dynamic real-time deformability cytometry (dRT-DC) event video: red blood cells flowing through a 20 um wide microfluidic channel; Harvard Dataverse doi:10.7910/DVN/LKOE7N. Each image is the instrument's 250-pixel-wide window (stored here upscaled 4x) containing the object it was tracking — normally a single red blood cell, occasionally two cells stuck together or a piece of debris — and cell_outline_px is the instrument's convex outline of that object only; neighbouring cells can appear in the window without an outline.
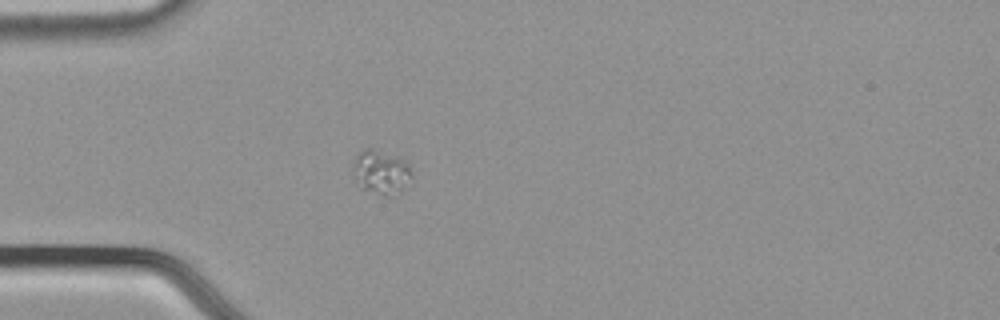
{"species": "common noctule bat (a hibernating species)", "species_latin": "Nyctalus noctula", "temperature_condition": "cold", "stored_images_in_passage": 29, "camera_frame_rate_fps": 3000, "um_per_image_px": 0.085, "animal": {"sex": "male", "body_mass_g": 21.5, "forearm_length_mm": 52.0}, "frame": {"image": 1, "passage_image": 1, "time_ms": 0.0, "image_size_px": [1000, 320], "cell_outline_px": [[412, 176], [392, 196], [384, 196], [360, 188], [352, 176], [352, 164], [356, 156], [360, 152], [368, 148], [372, 148], [400, 156], [408, 164], [412, 172]], "centroid_in_image_um": [32.33, 14.6], "position_along_channel_um": 52.7, "area_um2": 15.14}}
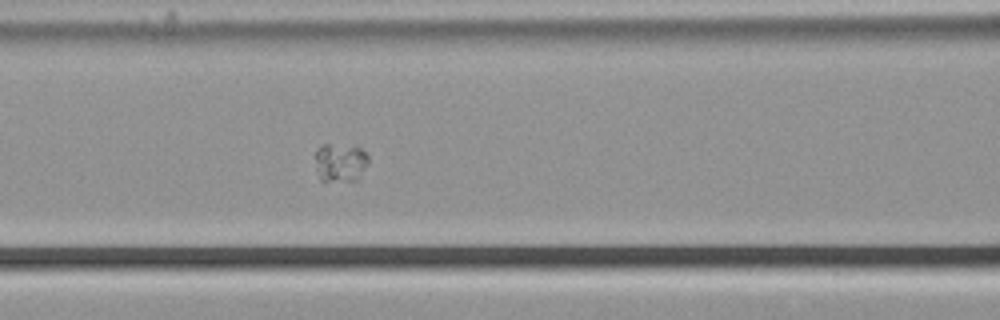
{"frame": {"image": 2, "passage_image": 9, "time_ms": 2.667, "image_size_px": [1000, 320], "cell_outline_px": [[368, 164], [360, 180], [320, 180], [316, 168], [316, 148], [324, 144], [328, 144], [360, 148], [368, 156]], "centroid_in_image_um": [28.94, 13.83], "position_along_channel_um": 137.7, "area_um2": 11.85}}
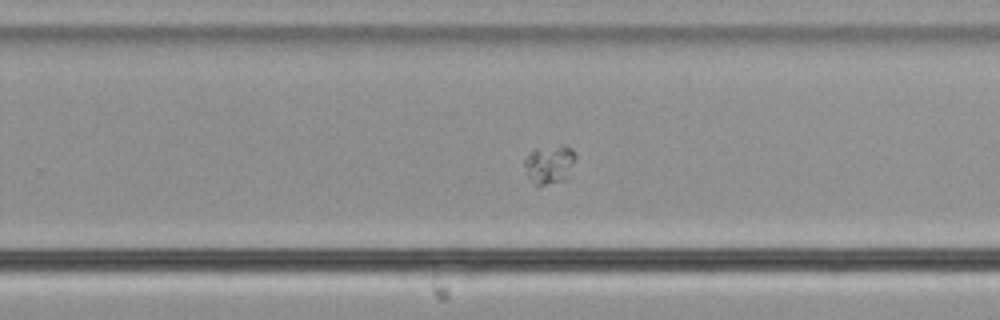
{"frame": {"image": 3, "passage_image": 21, "time_ms": 6.667, "image_size_px": [1000, 320], "cell_outline_px": [[576, 156], [572, 176], [568, 180], [540, 188], [536, 188], [532, 184], [528, 176], [524, 164], [524, 160], [532, 148], [564, 144], [572, 148]], "centroid_in_image_um": [46.74, 14.02], "position_along_channel_um": 283.1, "area_um2": 12.6}}